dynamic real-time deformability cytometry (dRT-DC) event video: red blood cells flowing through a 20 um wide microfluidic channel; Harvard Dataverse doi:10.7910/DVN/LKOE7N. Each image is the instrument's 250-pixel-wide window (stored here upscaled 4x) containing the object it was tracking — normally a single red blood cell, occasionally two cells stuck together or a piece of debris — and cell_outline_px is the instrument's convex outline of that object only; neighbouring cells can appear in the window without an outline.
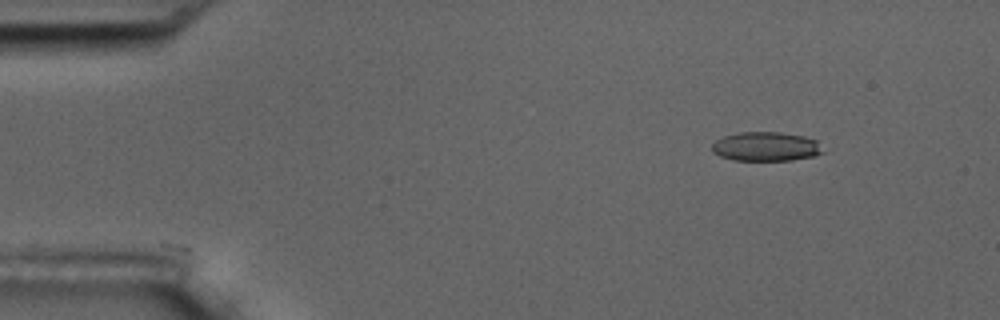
{"species": "common noctule bat (a hibernating species)", "species_latin": "Nyctalus noctula", "temperature_condition": "room temperature", "stored_images_in_passage": 50, "camera_frame_rate_fps": 3000, "um_per_image_px": 0.085, "animal": {"sex": "male", "body_mass_g": 17.5, "forearm_length_mm": 52.3}, "frame": {"image": 1, "passage_image": 1, "time_ms": 0.0, "image_size_px": [1000, 320], "cell_outline_px": [[824, 152], [816, 156], [792, 160], [732, 160], [720, 156], [712, 152], [712, 144], [716, 140], [724, 136], [740, 132], [780, 132], [804, 136], [816, 140]], "centroid_in_image_um": [65.1, 12.46], "position_along_channel_um": 19.9, "area_um2": 18.9}}
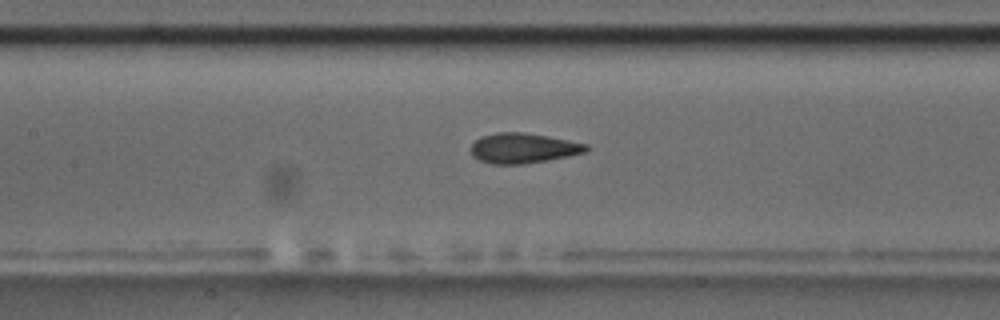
{"frame": {"image": 2, "passage_image": 20, "time_ms": 6.333, "image_size_px": [1000, 320], "cell_outline_px": [[592, 148], [588, 152], [548, 160], [524, 164], [492, 164], [480, 160], [472, 156], [472, 144], [480, 136], [496, 132], [524, 132], [548, 136], [588, 144]], "centroid_in_image_um": [44.51, 12.59], "position_along_channel_um": 162.9, "area_um2": 20.4}}
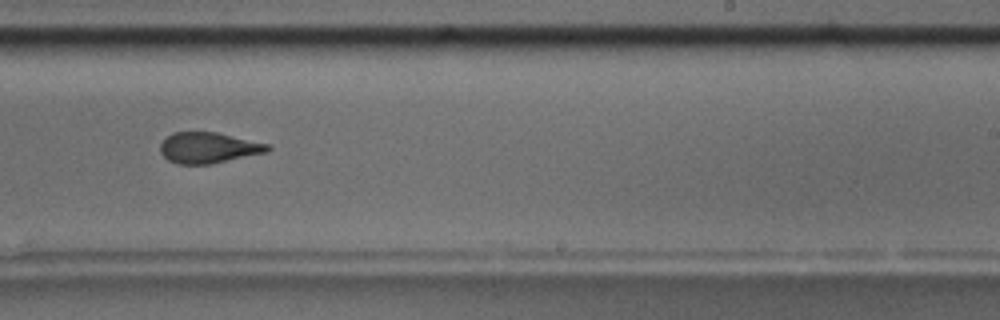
{"frame": {"image": 3, "passage_image": 29, "time_ms": 9.333, "image_size_px": [1000, 320], "cell_outline_px": [[272, 148], [268, 152], [212, 164], [180, 164], [168, 160], [160, 152], [160, 144], [172, 132], [216, 132], [272, 144]], "centroid_in_image_um": [17.77, 12.56], "position_along_channel_um": 271.2, "area_um2": 19.48}, "authors_computed_cell_mechanics": {"area_um2": 20.1722, "velocity_mm_per_s": 3.6317, "shape_relaxation_time_tau1_ms": 4.854, "shape_relaxation_time_tau2_ms": 1.2052, "deformation_change_tau1": 0.1649, "deformation_change_tau2": 0.0807}}